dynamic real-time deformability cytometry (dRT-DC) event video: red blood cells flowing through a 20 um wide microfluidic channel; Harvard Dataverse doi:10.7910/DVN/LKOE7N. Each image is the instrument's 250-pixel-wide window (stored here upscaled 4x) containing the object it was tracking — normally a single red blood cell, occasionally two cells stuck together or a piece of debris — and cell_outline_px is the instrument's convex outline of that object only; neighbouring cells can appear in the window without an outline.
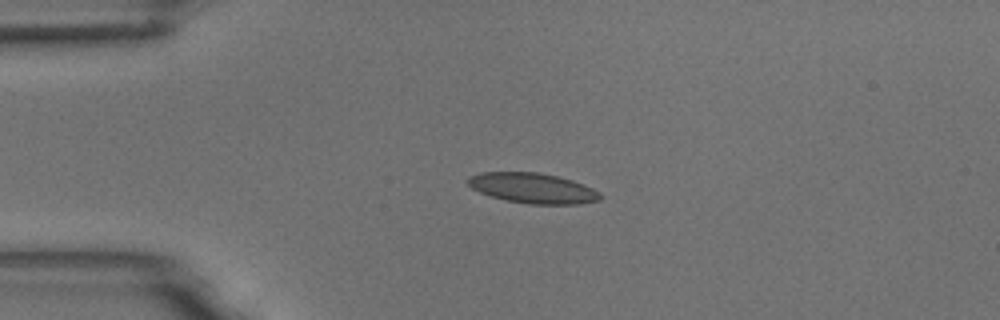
{"species": "common noctule bat (a hibernating species)", "species_latin": "Nyctalus noctula", "temperature_condition": "room temperature", "stored_images_in_passage": 5, "camera_frame_rate_fps": 3000, "um_per_image_px": 0.085, "animal": {"sex": "male", "body_mass_g": 18.8}, "frame": {"image": 1, "passage_image": 3, "time_ms": 0.667, "image_size_px": [1000, 320], "cell_outline_px": [[604, 196], [600, 200], [580, 204], [528, 204], [504, 200], [480, 192], [472, 188], [464, 180], [468, 176], [480, 172], [536, 172], [556, 176], [572, 180], [592, 188], [600, 192]], "centroid_in_image_um": [45.27, 15.99], "position_along_channel_um": 39.7, "area_um2": 23.47}}
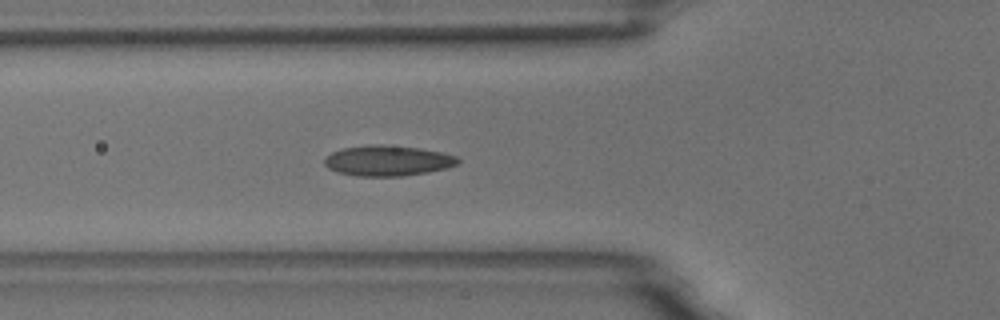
{"frame": {"image": 2, "passage_image": 5, "time_ms": 1.333, "image_size_px": [1000, 320], "cell_outline_px": [[460, 160], [456, 164], [448, 168], [428, 172], [400, 176], [356, 176], [336, 172], [328, 168], [324, 164], [324, 160], [332, 152], [344, 148], [372, 144], [380, 144], [420, 148], [440, 152], [456, 156]], "centroid_in_image_um": [32.94, 13.66], "position_along_channel_um": 92.9, "area_um2": 23.64}}